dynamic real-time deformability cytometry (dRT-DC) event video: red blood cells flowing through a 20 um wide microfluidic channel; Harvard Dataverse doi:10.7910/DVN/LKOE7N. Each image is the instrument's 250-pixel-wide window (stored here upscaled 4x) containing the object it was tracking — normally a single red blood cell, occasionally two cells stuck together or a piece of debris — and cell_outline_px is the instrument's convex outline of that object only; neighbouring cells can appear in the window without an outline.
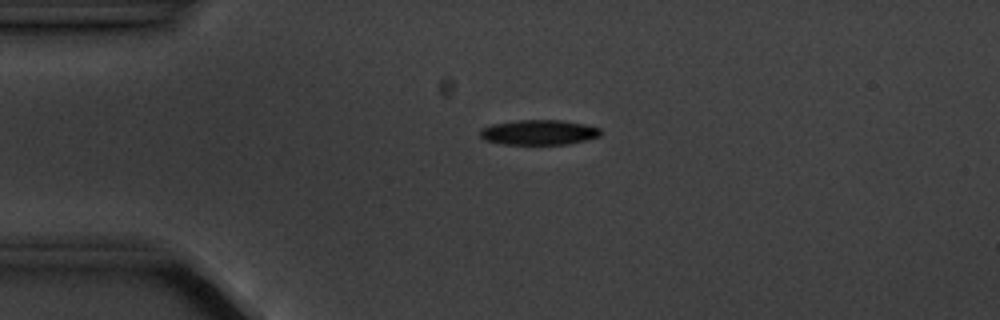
{"species": "common noctule bat (a hibernating species)", "species_latin": "Nyctalus noctula", "temperature_condition": "cold", "stored_images_in_passage": 4, "camera_frame_rate_fps": 3000, "um_per_image_px": 0.085, "animal": {"sex": "male", "body_mass_g": 20.1, "forearm_length_mm": 53.5}, "frame": {"image": 1, "passage_image": 2, "time_ms": 1.0, "image_size_px": [1000, 320], "cell_outline_px": [[600, 136], [568, 144], [504, 144], [484, 140], [480, 136], [480, 128], [492, 124], [516, 120], [560, 120], [584, 124], [600, 128]], "centroid_in_image_um": [45.76, 11.24], "position_along_channel_um": 39.2, "area_um2": 17.51}}